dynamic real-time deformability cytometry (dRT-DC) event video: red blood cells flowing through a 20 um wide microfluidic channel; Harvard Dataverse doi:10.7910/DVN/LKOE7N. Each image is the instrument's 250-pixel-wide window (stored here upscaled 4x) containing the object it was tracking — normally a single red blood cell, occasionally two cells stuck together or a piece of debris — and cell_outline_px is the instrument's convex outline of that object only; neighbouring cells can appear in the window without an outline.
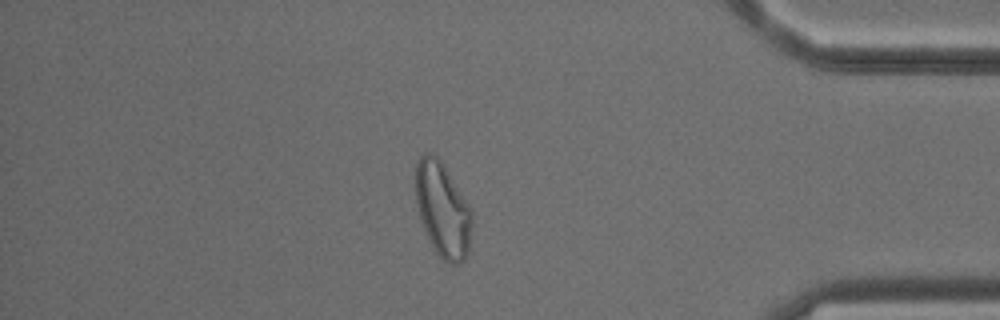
{"species": "common noctule bat (a hibernating species)", "species_latin": "Nyctalus noctula", "temperature_condition": "cold", "stored_images_in_passage": 52, "camera_frame_rate_fps": 3000, "um_per_image_px": 0.085, "animal": {"sex": "male", "body_mass_g": 18.8}, "frame": {"image": 1, "passage_image": 45, "time_ms": 14.667, "image_size_px": [1000, 320], "cell_outline_px": [[472, 224], [468, 252], [464, 260], [460, 264], [448, 264], [436, 252], [424, 228], [416, 204], [416, 164], [420, 152], [428, 152], [436, 156], [444, 164], [472, 208]], "centroid_in_image_um": [37.65, 17.79], "position_along_channel_um": 397.6, "area_um2": 31.27}}